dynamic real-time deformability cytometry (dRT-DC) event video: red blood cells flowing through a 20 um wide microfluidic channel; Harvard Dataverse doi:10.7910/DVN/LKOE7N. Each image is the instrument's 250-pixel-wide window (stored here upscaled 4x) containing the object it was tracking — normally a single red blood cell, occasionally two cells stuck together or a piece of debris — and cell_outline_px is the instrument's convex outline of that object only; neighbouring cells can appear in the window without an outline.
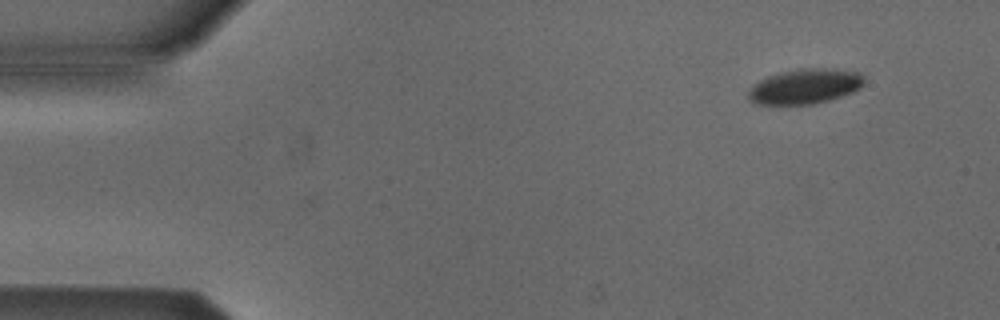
{"species": "Egyptian fruit bat (a non-hibernating species)", "species_latin": "Rousettus aegyptiacus", "temperature_condition": "cold", "stored_images_in_passage": 6, "camera_frame_rate_fps": 3000, "um_per_image_px": 0.085, "animal": {"sex": "male"}, "frame": {"image": 1, "passage_image": 1, "time_ms": 0.0, "image_size_px": [1000, 320], "cell_outline_px": [[864, 84], [860, 88], [852, 92], [828, 100], [812, 104], [760, 104], [752, 100], [748, 96], [748, 92], [752, 84], [768, 76], [780, 72], [800, 68], [824, 68], [860, 72], [864, 76]], "centroid_in_image_um": [68.44, 7.32], "position_along_channel_um": 16.6, "area_um2": 23.47}}
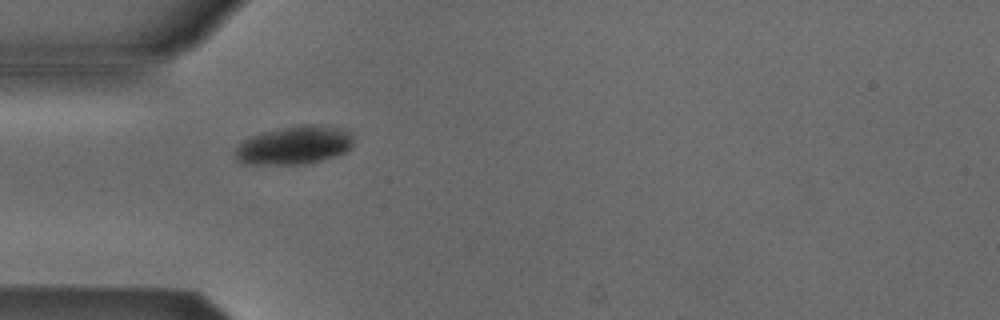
{"frame": {"image": 2, "passage_image": 4, "time_ms": 3.667, "image_size_px": [1000, 320], "cell_outline_px": [[352, 148], [344, 152], [320, 160], [292, 164], [240, 164], [236, 160], [236, 148], [244, 140], [252, 136], [264, 132], [304, 124], [324, 124], [344, 128], [352, 132]], "centroid_in_image_um": [25.04, 12.32], "position_along_channel_um": 60.0, "area_um2": 26.24}}
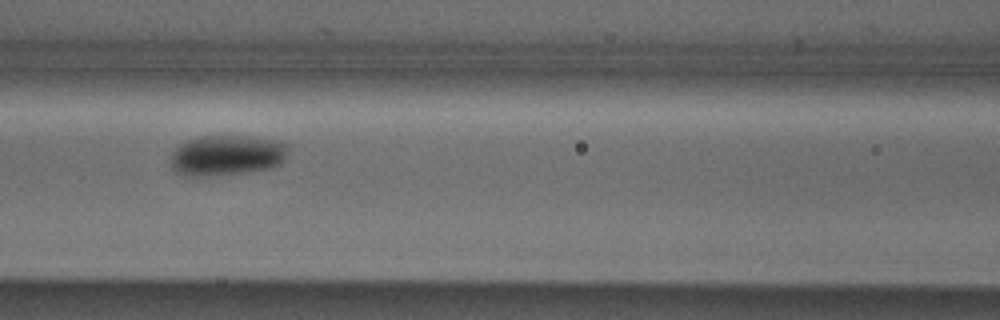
{"frame": {"image": 3, "passage_image": 6, "time_ms": 6.0, "image_size_px": [1000, 320], "cell_outline_px": [[288, 148], [284, 160], [280, 164], [272, 168], [244, 172], [208, 176], [184, 176], [176, 172], [172, 168], [172, 152], [180, 144], [188, 140], [200, 136], [244, 136], [272, 140], [288, 144]], "centroid_in_image_um": [19.26, 13.21], "position_along_channel_um": 147.3, "area_um2": 27.57}}